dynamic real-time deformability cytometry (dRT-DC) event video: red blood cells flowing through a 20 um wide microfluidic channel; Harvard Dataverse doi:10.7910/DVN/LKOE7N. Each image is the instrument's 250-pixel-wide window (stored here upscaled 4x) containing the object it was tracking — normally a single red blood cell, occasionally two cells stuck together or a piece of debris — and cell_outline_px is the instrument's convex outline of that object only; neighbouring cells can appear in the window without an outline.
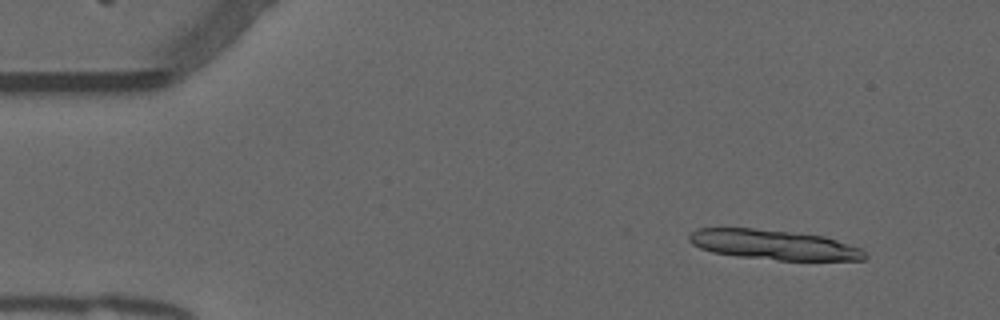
{"species": "common noctule bat (a hibernating species)", "species_latin": "Nyctalus noctula", "temperature_condition": "warm", "stored_images_in_passage": 14, "camera_frame_rate_fps": 3000, "um_per_image_px": 0.085, "animal": {"sex": "male", "forearm_length_mm": 52.5}, "frame": {"image": 1, "passage_image": 5, "time_ms": 1.333, "image_size_px": [1000, 320], "cell_outline_px": [[868, 256], [864, 260], [776, 260], [736, 256], [712, 252], [700, 248], [692, 244], [688, 240], [688, 236], [696, 228], [756, 228], [824, 236], [860, 248], [868, 252]], "centroid_in_image_um": [65.76, 20.81], "position_along_channel_um": 19.2, "area_um2": 30.63}}